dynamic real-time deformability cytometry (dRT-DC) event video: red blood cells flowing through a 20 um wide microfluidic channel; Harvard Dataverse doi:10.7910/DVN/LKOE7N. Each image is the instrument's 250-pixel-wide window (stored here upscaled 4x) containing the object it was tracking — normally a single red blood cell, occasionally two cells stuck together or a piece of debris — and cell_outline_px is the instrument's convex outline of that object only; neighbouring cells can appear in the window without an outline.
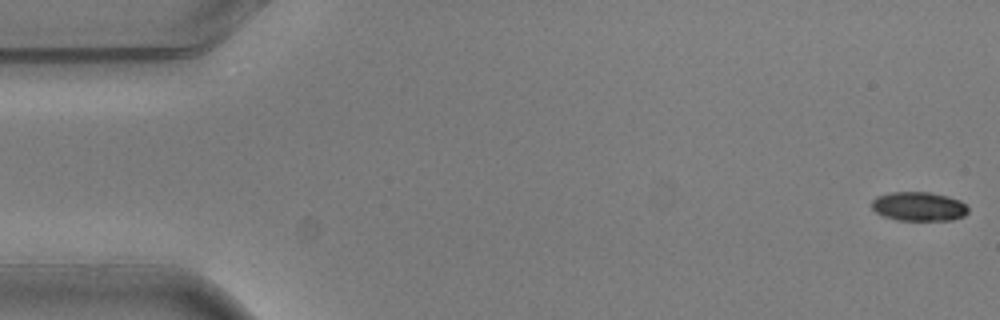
{"species": "common noctule bat (a hibernating species)", "species_latin": "Nyctalus noctula", "temperature_condition": "warm", "stored_images_in_passage": 5, "camera_frame_rate_fps": 3000, "um_per_image_px": 0.085, "animal": {"sex": "male", "body_mass_g": 20.5, "forearm_length_mm": 52.5}, "frame": {"image": 1, "passage_image": 1, "time_ms": 0.0, "image_size_px": [1000, 320], "cell_outline_px": [[968, 212], [964, 216], [952, 220], [896, 220], [884, 216], [876, 212], [872, 208], [872, 200], [876, 196], [888, 192], [928, 192], [948, 196], [960, 200], [968, 208]], "centroid_in_image_um": [78.09, 17.54], "position_along_channel_um": 6.9, "area_um2": 16.42}}
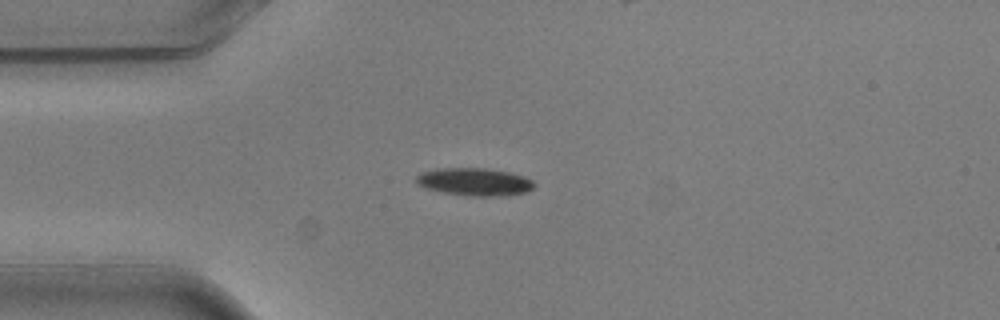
{"frame": {"image": 2, "passage_image": 5, "time_ms": 1.333, "image_size_px": [1000, 320], "cell_outline_px": [[536, 184], [528, 192], [508, 196], [472, 196], [444, 192], [428, 188], [416, 184], [416, 176], [420, 172], [436, 168], [484, 168], [508, 172], [524, 176], [532, 180]], "centroid_in_image_um": [40.36, 15.45], "position_along_channel_um": 44.6, "area_um2": 19.13}}